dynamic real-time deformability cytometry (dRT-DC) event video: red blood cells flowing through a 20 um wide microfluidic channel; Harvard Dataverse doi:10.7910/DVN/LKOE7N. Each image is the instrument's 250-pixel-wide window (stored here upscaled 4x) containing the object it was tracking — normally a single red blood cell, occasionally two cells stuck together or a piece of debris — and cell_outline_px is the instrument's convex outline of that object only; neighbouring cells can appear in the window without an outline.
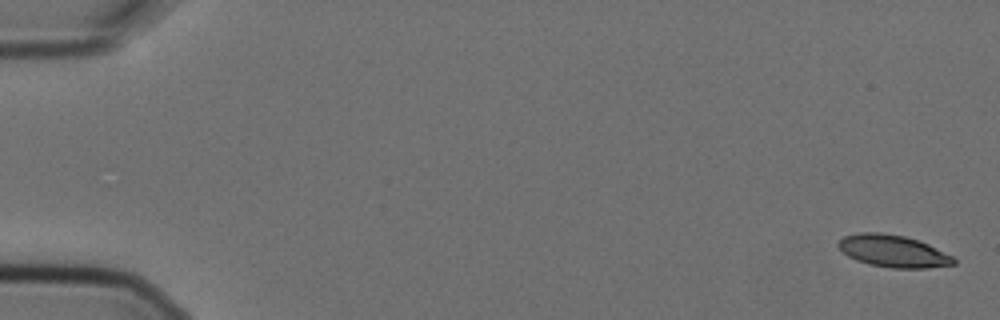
{"species": "Egyptian fruit bat (a non-hibernating species)", "species_latin": "Rousettus aegyptiacus", "temperature_condition": "cold", "stored_images_in_passage": 10, "camera_frame_rate_fps": 3000, "um_per_image_px": 0.085, "animal": {"sex": "female"}, "frame": {"image": 1, "passage_image": 1, "time_ms": 0.0, "image_size_px": [1000, 320], "cell_outline_px": [[956, 264], [928, 268], [892, 268], [868, 264], [856, 260], [848, 256], [836, 244], [844, 236], [860, 232], [880, 232], [904, 236], [928, 244], [952, 256], [956, 260]], "centroid_in_image_um": [75.91, 21.35], "position_along_channel_um": 9.1, "area_um2": 21.5}}
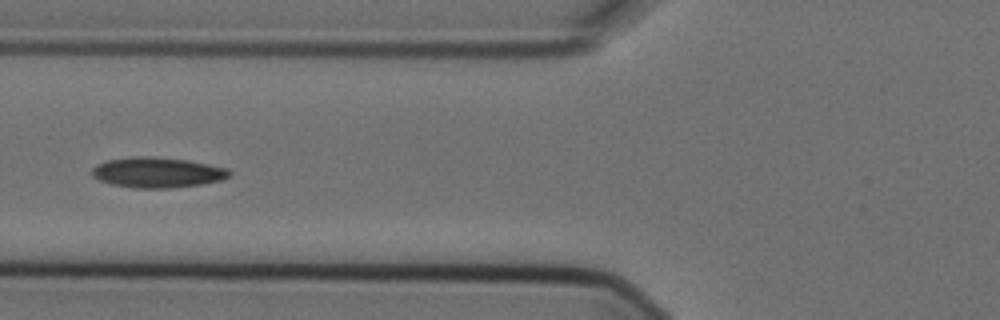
{"frame": {"image": 2, "passage_image": 6, "time_ms": 1.667, "image_size_px": [1000, 320], "cell_outline_px": [[232, 172], [228, 176], [220, 180], [200, 184], [168, 188], [136, 188], [112, 184], [100, 180], [92, 176], [92, 168], [96, 164], [108, 160], [132, 156], [152, 156], [188, 160], [228, 168]], "centroid_in_image_um": [13.36, 14.65], "position_along_channel_um": 112.4, "area_um2": 24.22}}
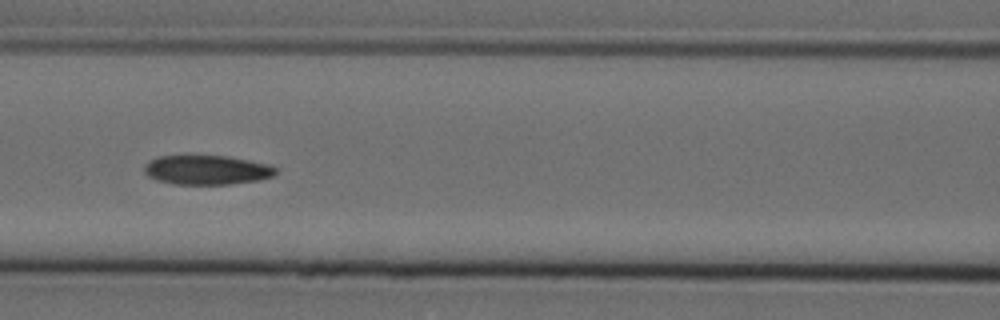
{"frame": {"image": 3, "passage_image": 7, "time_ms": 2.0, "image_size_px": [1000, 320], "cell_outline_px": [[276, 172], [272, 176], [260, 180], [228, 184], [172, 184], [156, 180], [148, 176], [144, 172], [144, 164], [148, 160], [156, 156], [228, 156], [272, 164], [276, 168]], "centroid_in_image_um": [17.56, 14.44], "position_along_channel_um": 149.0, "area_um2": 22.72}}